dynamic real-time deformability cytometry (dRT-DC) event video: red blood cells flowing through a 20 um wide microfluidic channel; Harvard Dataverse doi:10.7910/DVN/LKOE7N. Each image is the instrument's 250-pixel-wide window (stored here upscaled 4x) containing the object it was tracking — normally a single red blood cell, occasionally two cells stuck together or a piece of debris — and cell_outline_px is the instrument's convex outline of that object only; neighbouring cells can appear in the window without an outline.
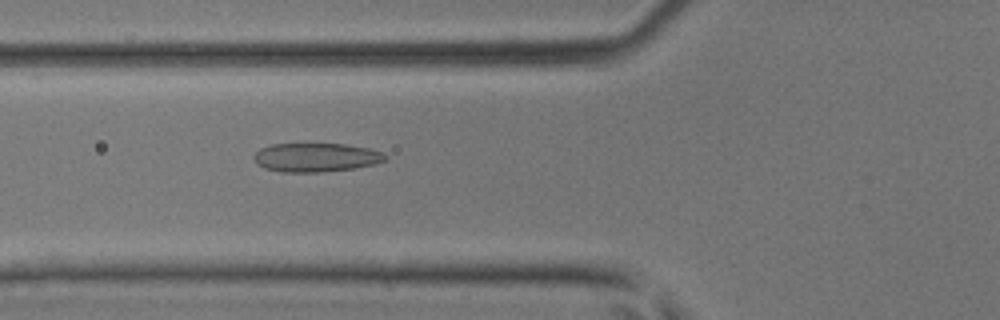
{"species": "common noctule bat (a hibernating species)", "species_latin": "Nyctalus noctula", "temperature_condition": "room temperature", "stored_images_in_passage": 34, "camera_frame_rate_fps": 3000, "um_per_image_px": 0.085, "animal": {"sex": "male", "body_mass_g": 17.9, "forearm_length_mm": 54.2}, "frame": {"image": 1, "passage_image": 5, "time_ms": 1.333, "image_size_px": [1000, 320], "cell_outline_px": [[388, 160], [376, 164], [352, 168], [320, 172], [280, 172], [264, 168], [256, 164], [252, 156], [260, 148], [272, 144], [344, 144], [368, 148], [384, 152], [388, 156]], "centroid_in_image_um": [26.86, 13.38], "position_along_channel_um": 98.9, "area_um2": 22.25}}
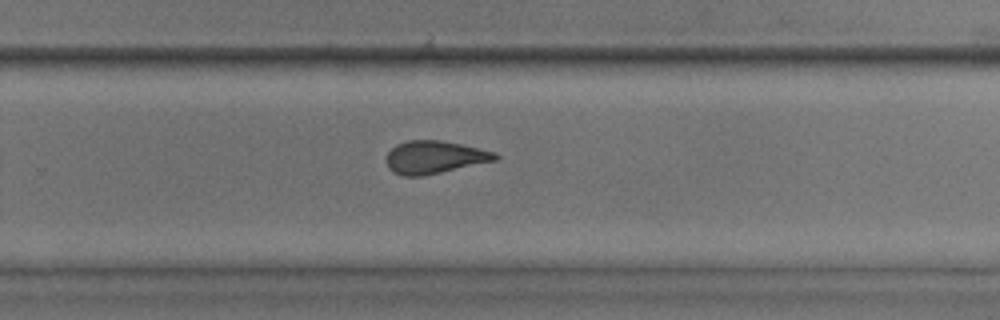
{"frame": {"image": 2, "passage_image": 18, "time_ms": 5.667, "image_size_px": [1000, 320], "cell_outline_px": [[500, 156], [496, 160], [424, 176], [404, 176], [392, 172], [388, 168], [384, 160], [388, 152], [396, 144], [408, 140], [440, 140], [460, 144], [496, 152]], "centroid_in_image_um": [36.89, 13.37], "position_along_channel_um": 292.9, "area_um2": 20.92}}
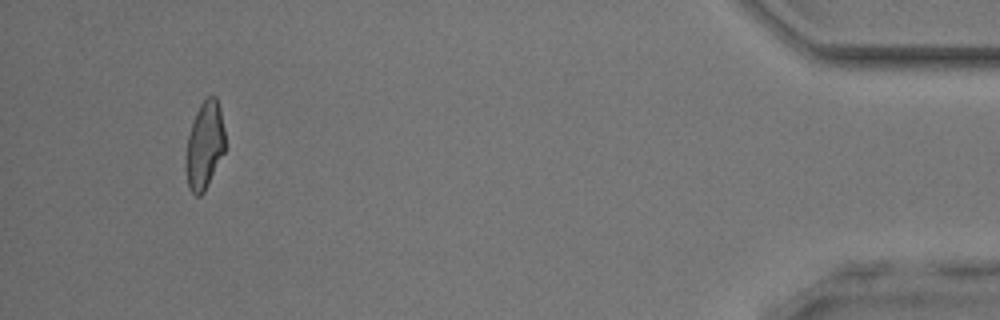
{"frame": {"image": 3, "passage_image": 31, "time_ms": 10.0, "image_size_px": [1000, 320], "cell_outline_px": [[224, 152], [204, 192], [200, 196], [196, 196], [188, 188], [184, 168], [188, 136], [196, 112], [200, 104], [208, 96], [216, 96], [220, 108], [224, 128]], "centroid_in_image_um": [17.37, 12.38], "position_along_channel_um": 417.8, "area_um2": 20.0}}